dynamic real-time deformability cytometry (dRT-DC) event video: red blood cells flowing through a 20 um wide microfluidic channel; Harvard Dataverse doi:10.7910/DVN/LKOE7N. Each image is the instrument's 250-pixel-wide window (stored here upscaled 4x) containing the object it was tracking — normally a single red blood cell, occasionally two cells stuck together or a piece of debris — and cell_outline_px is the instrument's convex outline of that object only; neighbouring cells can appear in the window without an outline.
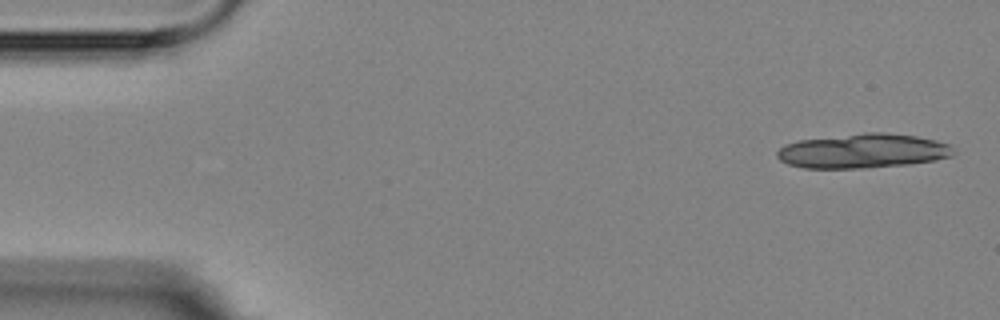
{"species": "Egyptian fruit bat (a non-hibernating species)", "species_latin": "Rousettus aegyptiacus", "temperature_condition": "room temperature", "stored_images_in_passage": 4, "camera_frame_rate_fps": 3000, "um_per_image_px": 0.085, "animal": {"sex": "female"}, "frame": {"image": 1, "passage_image": 1, "time_ms": 0.0, "image_size_px": [1000, 320], "cell_outline_px": [[956, 152], [952, 156], [932, 160], [908, 164], [864, 168], [804, 168], [788, 164], [780, 160], [776, 156], [776, 152], [784, 144], [800, 140], [864, 132], [884, 132], [916, 136], [936, 140], [948, 144]], "centroid_in_image_um": [73.32, 12.83], "position_along_channel_um": 11.7, "area_um2": 35.37}}